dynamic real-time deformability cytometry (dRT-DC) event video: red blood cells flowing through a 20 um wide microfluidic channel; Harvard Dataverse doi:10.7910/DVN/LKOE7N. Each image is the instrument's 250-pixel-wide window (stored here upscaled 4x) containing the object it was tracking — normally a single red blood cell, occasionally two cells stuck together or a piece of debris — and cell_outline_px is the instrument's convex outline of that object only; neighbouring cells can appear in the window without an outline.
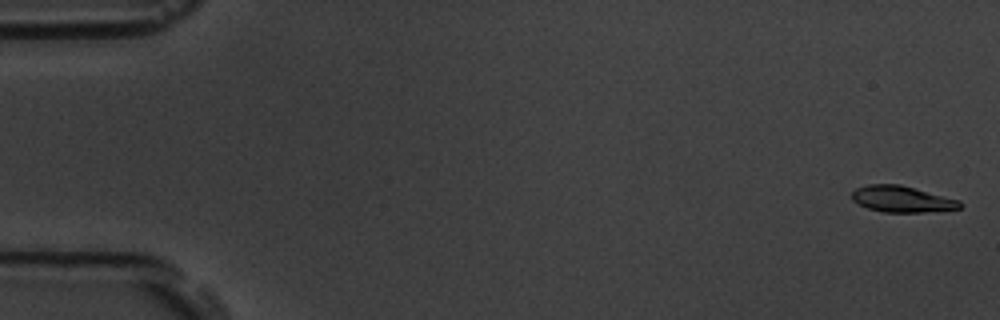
{"species": "common noctule bat (a hibernating species)", "species_latin": "Nyctalus noctula", "temperature_condition": "room temperature", "stored_images_in_passage": 55, "camera_frame_rate_fps": 3000, "um_per_image_px": 0.085, "animal": {"sex": "male", "body_mass_g": 19.5, "forearm_length_mm": 54.6}, "frame": {"image": 1, "passage_image": 2, "time_ms": 0.333, "image_size_px": [1000, 320], "cell_outline_px": [[964, 204], [960, 208], [924, 212], [884, 212], [868, 208], [852, 200], [852, 192], [856, 188], [868, 184], [900, 184], [960, 200]], "centroid_in_image_um": [76.67, 16.91], "position_along_channel_um": 8.3, "area_um2": 16.47}}
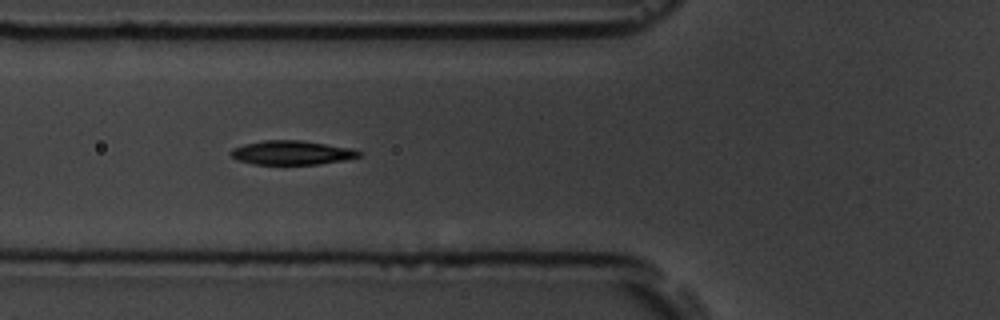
{"frame": {"image": 2, "passage_image": 21, "time_ms": 6.667, "image_size_px": [1000, 320], "cell_outline_px": [[360, 156], [344, 160], [320, 164], [252, 164], [236, 160], [228, 152], [232, 148], [244, 144], [264, 140], [300, 140], [352, 148], [360, 152]], "centroid_in_image_um": [24.75, 12.98], "position_along_channel_um": 101.1, "area_um2": 17.98}}
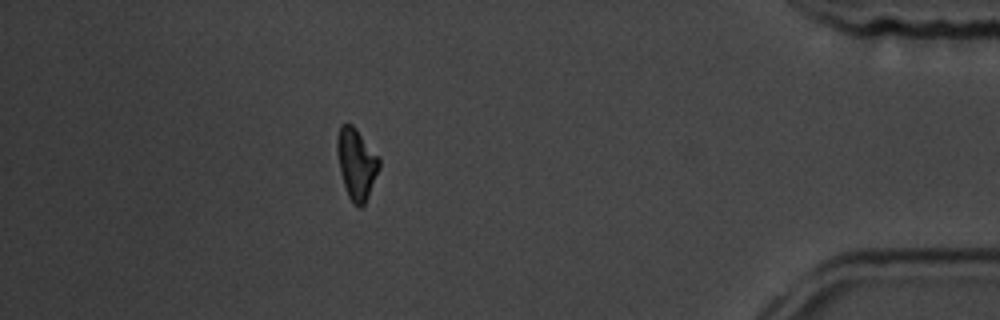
{"frame": {"image": 3, "passage_image": 49, "time_ms": 16.0, "image_size_px": [1000, 320], "cell_outline_px": [[380, 168], [368, 196], [364, 204], [360, 208], [356, 208], [348, 196], [340, 172], [336, 152], [336, 136], [340, 124], [352, 124], [356, 128], [380, 160]], "centroid_in_image_um": [30.27, 13.92], "position_along_channel_um": 404.9, "area_um2": 17.4}, "authors_computed_cell_mechanics": {"area_um2": 17.4556, "velocity_mm_per_s": 3.7697, "shape_relaxation_time_tau1_ms": 2.5558, "shape_relaxation_time_tau2_ms": 3.3396, "deformation_change_tau1": 0.132, "deformation_change_tau2": 0.0881}}